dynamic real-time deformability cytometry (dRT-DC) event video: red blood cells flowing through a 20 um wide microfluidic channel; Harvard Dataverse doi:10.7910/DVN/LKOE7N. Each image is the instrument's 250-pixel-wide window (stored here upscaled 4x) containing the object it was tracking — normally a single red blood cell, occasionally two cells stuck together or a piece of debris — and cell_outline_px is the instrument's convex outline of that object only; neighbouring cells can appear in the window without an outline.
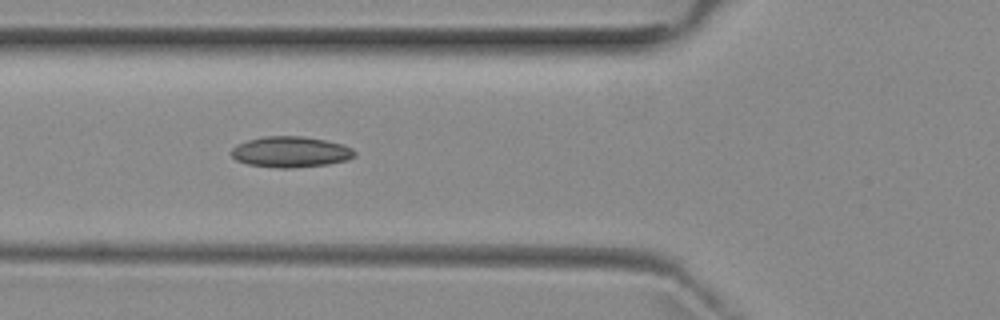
{"species": "common noctule bat (a hibernating species)", "species_latin": "Nyctalus noctula", "temperature_condition": "room temperature", "stored_images_in_passage": 7, "camera_frame_rate_fps": 3000, "um_per_image_px": 0.085, "animal": {"sex": "female", "body_mass_g": 29.2, "forearm_length_mm": 56.3}, "frame": {"image": 1, "passage_image": 5, "time_ms": 4.667, "image_size_px": [1000, 320], "cell_outline_px": [[356, 156], [348, 160], [328, 164], [292, 168], [280, 168], [248, 164], [236, 160], [232, 156], [232, 148], [236, 144], [248, 140], [264, 136], [300, 136], [324, 140], [344, 144], [352, 148], [356, 152]], "centroid_in_image_um": [24.73, 12.91], "position_along_channel_um": 101.1, "area_um2": 22.2}}
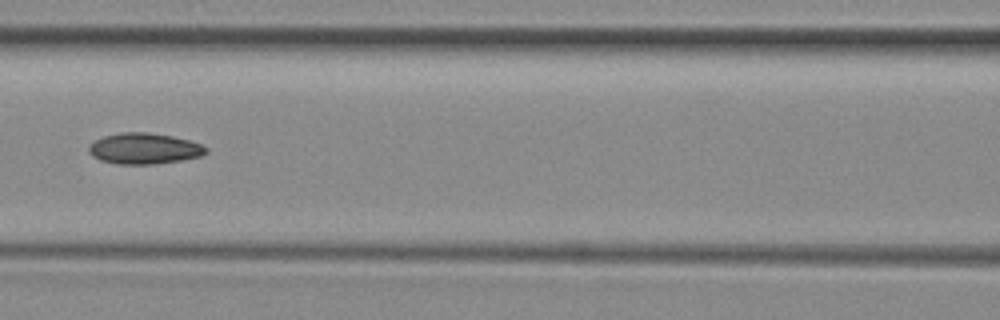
{"frame": {"image": 2, "passage_image": 6, "time_ms": 6.0, "image_size_px": [1000, 320], "cell_outline_px": [[208, 152], [200, 156], [180, 160], [156, 164], [116, 164], [100, 160], [92, 156], [88, 152], [88, 144], [104, 136], [120, 132], [148, 132], [172, 136], [188, 140], [200, 144], [208, 148]], "centroid_in_image_um": [12.22, 12.63], "position_along_channel_um": 154.4, "area_um2": 21.21}}
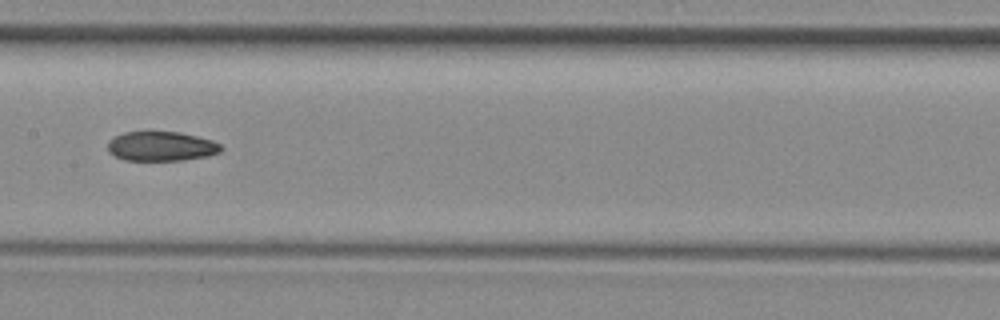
{"frame": {"image": 3, "passage_image": 7, "time_ms": 7.0, "image_size_px": [1000, 320], "cell_outline_px": [[224, 148], [220, 152], [208, 156], [184, 160], [124, 160], [108, 152], [108, 140], [112, 136], [124, 132], [180, 132], [212, 140], [220, 144]], "centroid_in_image_um": [13.7, 12.43], "position_along_channel_um": 193.7, "area_um2": 19.59}}